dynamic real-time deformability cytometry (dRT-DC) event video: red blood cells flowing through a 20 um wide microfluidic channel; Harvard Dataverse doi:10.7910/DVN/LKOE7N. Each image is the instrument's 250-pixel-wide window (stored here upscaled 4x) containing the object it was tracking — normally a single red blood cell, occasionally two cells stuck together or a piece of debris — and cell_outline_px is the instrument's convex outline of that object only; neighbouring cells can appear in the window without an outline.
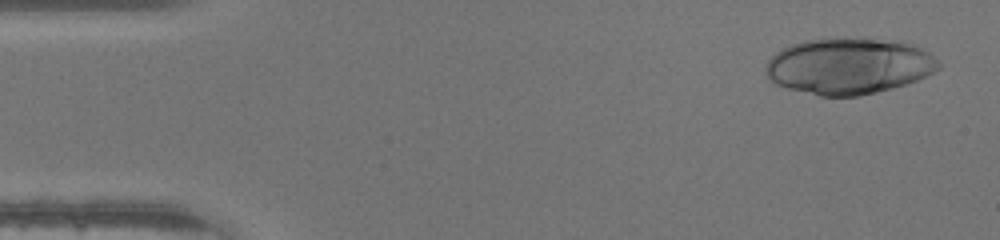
{"species": "human", "species_latin": "Homo sapiens", "temperature_condition": "warm", "stored_images_in_passage": 16, "camera_frame_rate_fps": 3000, "um_per_image_px": 0.085, "donor": {"sex": "male"}, "frame": {"image": 1, "passage_image": 2, "time_ms": 0.333, "image_size_px": [1000, 240], "cell_outline_px": [[940, 68], [916, 80], [892, 88], [860, 96], [820, 96], [788, 88], [776, 84], [764, 72], [764, 68], [768, 60], [776, 52], [792, 44], [804, 40], [836, 36], [880, 40], [908, 44], [920, 48], [928, 52], [940, 64]], "centroid_in_image_um": [72.09, 5.61], "position_along_channel_um": 12.9, "area_um2": 56.36}}
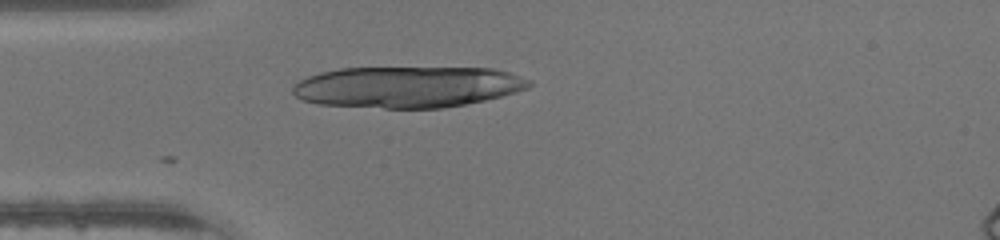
{"frame": {"image": 2, "passage_image": 12, "time_ms": 3.667, "image_size_px": [1000, 240], "cell_outline_px": [[532, 84], [528, 88], [516, 92], [484, 100], [444, 108], [384, 108], [316, 104], [304, 100], [296, 96], [292, 92], [292, 88], [300, 80], [308, 76], [320, 72], [340, 68], [492, 68], [508, 72], [532, 80]], "centroid_in_image_um": [34.64, 7.39], "position_along_channel_um": 50.4, "area_um2": 56.82}}